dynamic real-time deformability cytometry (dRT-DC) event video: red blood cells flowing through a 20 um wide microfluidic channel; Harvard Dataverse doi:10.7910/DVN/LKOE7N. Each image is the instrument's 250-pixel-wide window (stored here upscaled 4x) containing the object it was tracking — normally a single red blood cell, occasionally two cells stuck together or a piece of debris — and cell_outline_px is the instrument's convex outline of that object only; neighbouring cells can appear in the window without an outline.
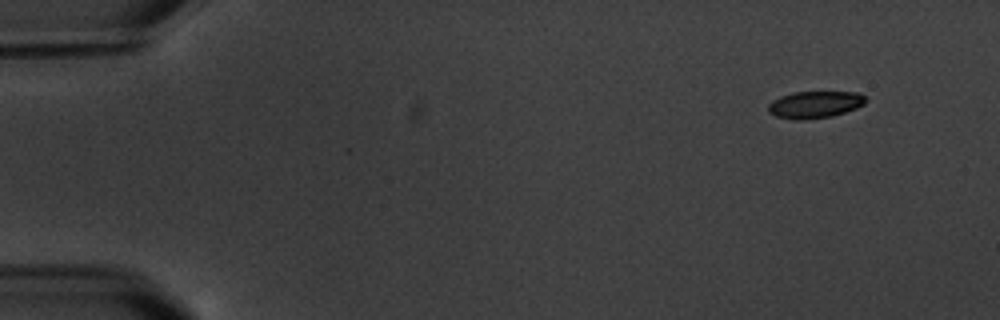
{"species": "common noctule bat (a hibernating species)", "species_latin": "Nyctalus noctula", "temperature_condition": "warm", "stored_images_in_passage": 4, "camera_frame_rate_fps": 3000, "um_per_image_px": 0.085, "animal": {"sex": "male", "body_mass_g": 20.1, "forearm_length_mm": 53.5}, "frame": {"image": 1, "passage_image": 1, "time_ms": 0.0, "image_size_px": [1000, 320], "cell_outline_px": [[868, 100], [864, 104], [856, 108], [832, 116], [804, 120], [796, 120], [776, 116], [768, 112], [768, 104], [772, 100], [780, 96], [792, 92], [856, 92], [864, 96]], "centroid_in_image_um": [69.24, 8.89], "position_along_channel_um": 15.8, "area_um2": 15.37}}
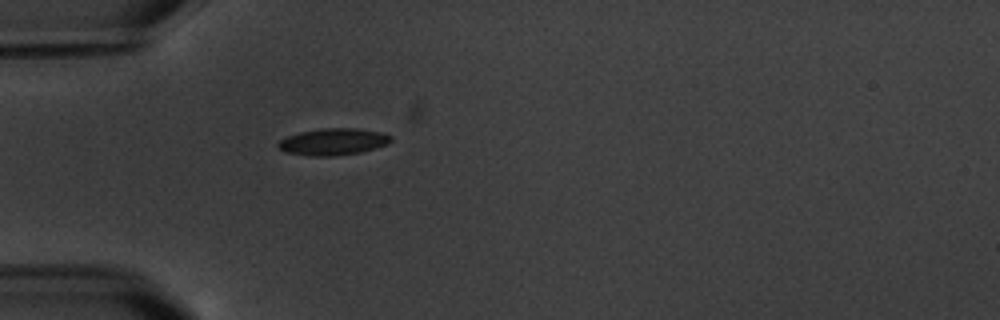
{"frame": {"image": 2, "passage_image": 4, "time_ms": 4.333, "image_size_px": [1000, 320], "cell_outline_px": [[392, 140], [388, 144], [376, 148], [360, 152], [332, 156], [308, 156], [284, 152], [276, 144], [280, 140], [288, 136], [300, 132], [320, 128], [356, 128], [380, 132], [392, 136]], "centroid_in_image_um": [28.32, 12.05], "position_along_channel_um": 56.7, "area_um2": 17.63}}